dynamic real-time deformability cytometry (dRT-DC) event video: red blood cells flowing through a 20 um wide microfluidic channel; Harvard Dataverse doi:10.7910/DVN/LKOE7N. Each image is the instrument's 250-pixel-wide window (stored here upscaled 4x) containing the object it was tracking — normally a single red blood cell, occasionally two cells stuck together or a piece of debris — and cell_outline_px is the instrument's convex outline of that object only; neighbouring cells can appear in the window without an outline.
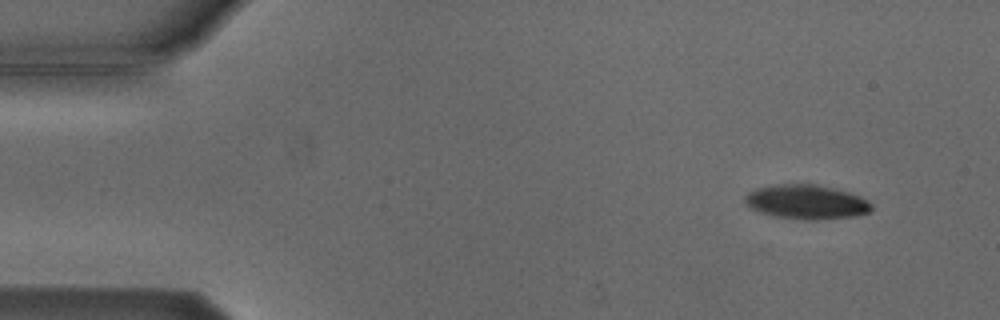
{"species": "Egyptian fruit bat (a non-hibernating species)", "species_latin": "Rousettus aegyptiacus", "temperature_condition": "cold", "stored_images_in_passage": 4, "camera_frame_rate_fps": 3000, "um_per_image_px": 0.085, "animal": {"sex": "male"}, "frame": {"image": 1, "passage_image": 1, "time_ms": 0.0, "image_size_px": [1000, 320], "cell_outline_px": [[872, 208], [868, 212], [856, 216], [816, 220], [812, 220], [776, 216], [752, 208], [744, 204], [744, 196], [748, 192], [756, 188], [776, 184], [816, 184], [848, 192], [860, 196], [868, 200], [872, 204]], "centroid_in_image_um": [68.55, 17.15], "position_along_channel_um": 16.4, "area_um2": 25.14}}
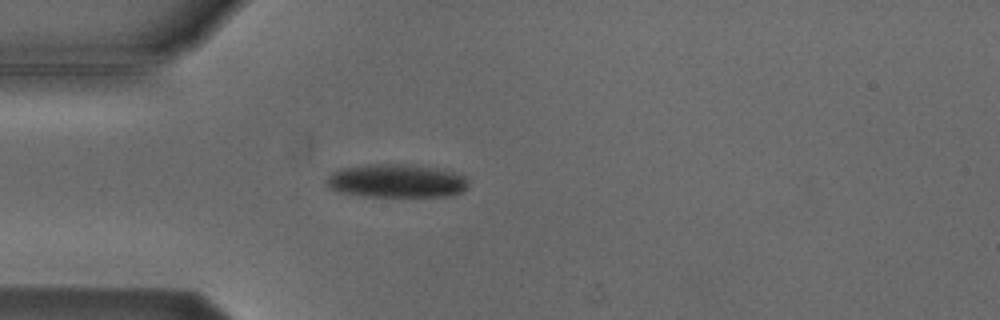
{"frame": {"image": 2, "passage_image": 4, "time_ms": 3.333, "image_size_px": [1000, 320], "cell_outline_px": [[468, 188], [452, 196], [360, 196], [336, 192], [328, 188], [324, 180], [332, 172], [340, 168], [368, 164], [416, 164], [440, 168], [468, 176]], "centroid_in_image_um": [33.69, 15.37], "position_along_channel_um": 51.3, "area_um2": 28.38}}